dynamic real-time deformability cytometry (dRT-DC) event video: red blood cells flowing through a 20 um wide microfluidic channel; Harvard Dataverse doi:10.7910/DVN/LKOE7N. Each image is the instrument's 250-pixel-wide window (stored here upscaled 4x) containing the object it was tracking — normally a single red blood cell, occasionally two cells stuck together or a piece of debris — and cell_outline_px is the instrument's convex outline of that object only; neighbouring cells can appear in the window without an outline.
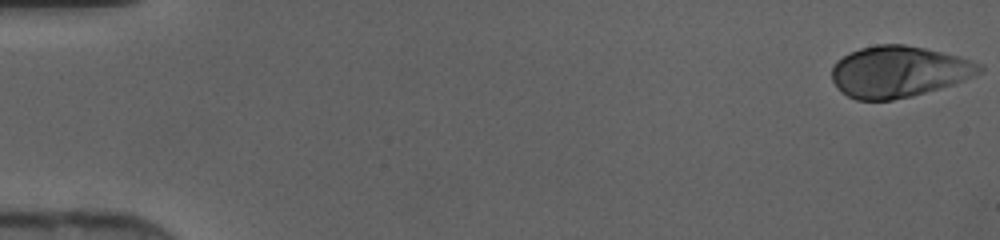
{"species": "human", "species_latin": "Homo sapiens", "temperature_condition": "cold", "stored_images_in_passage": 46, "camera_frame_rate_fps": 3000, "um_per_image_px": 0.085, "donor": {"sex": "female"}, "frame": {"image": 1, "passage_image": 1, "time_ms": 0.0, "image_size_px": [1000, 240], "cell_outline_px": [[984, 68], [980, 72], [964, 80], [940, 88], [912, 96], [892, 100], [856, 100], [840, 92], [836, 88], [832, 80], [832, 68], [836, 60], [848, 52], [860, 48], [876, 44], [904, 44], [924, 48], [956, 56], [984, 64]], "centroid_in_image_um": [76.34, 6.09], "position_along_channel_um": 8.7, "area_um2": 44.22}}
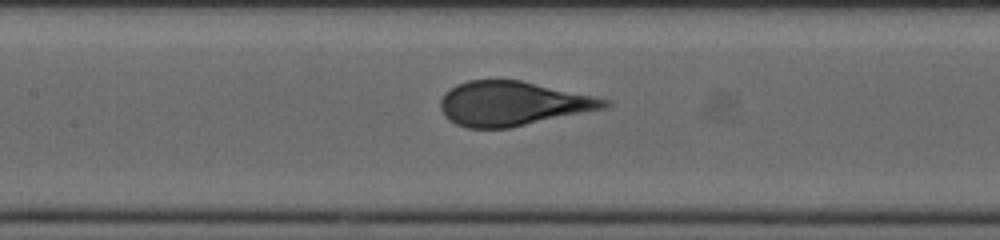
{"frame": {"image": 2, "passage_image": 22, "time_ms": 7.0, "image_size_px": [1000, 240], "cell_outline_px": [[612, 104], [604, 108], [508, 128], [468, 128], [456, 124], [448, 120], [444, 116], [440, 108], [440, 100], [444, 92], [456, 84], [468, 80], [520, 80], [596, 96], [612, 100]], "centroid_in_image_um": [43.55, 8.79], "position_along_channel_um": 163.9, "area_um2": 42.37}}
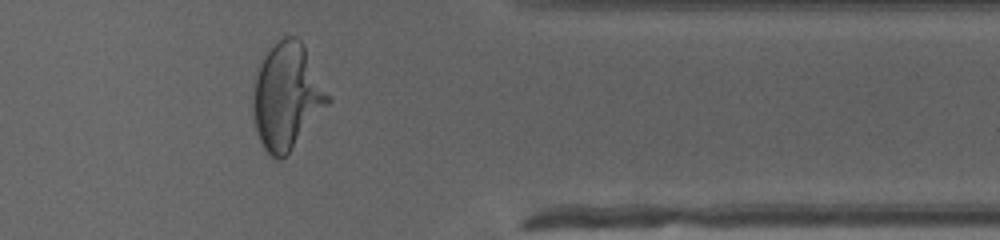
{"frame": {"image": 3, "passage_image": 38, "time_ms": 12.333, "image_size_px": [1000, 240], "cell_outline_px": [[332, 100], [288, 152], [280, 160], [276, 160], [264, 148], [256, 132], [252, 108], [252, 96], [260, 64], [264, 56], [284, 36], [296, 36], [300, 40], [332, 96]], "centroid_in_image_um": [24.4, 8.19], "position_along_channel_um": 387.0, "area_um2": 45.66}}